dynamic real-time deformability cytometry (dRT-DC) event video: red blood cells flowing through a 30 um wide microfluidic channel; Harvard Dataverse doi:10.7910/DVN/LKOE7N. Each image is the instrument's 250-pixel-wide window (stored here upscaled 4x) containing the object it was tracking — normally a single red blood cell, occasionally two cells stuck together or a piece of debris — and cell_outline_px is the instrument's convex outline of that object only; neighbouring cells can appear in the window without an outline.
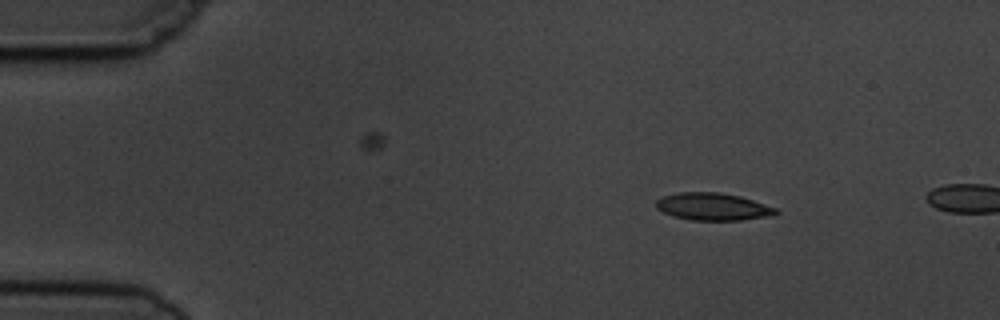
{"species": "common noctule bat (a hibernating species)", "species_latin": "Nyctalus noctula", "temperature_condition": "cold", "stored_images_in_passage": 3, "camera_frame_rate_fps": 3000, "um_per_image_px": 0.085, "animal": {"sex": "male", "body_mass_g": 19.5, "forearm_length_mm": 54.6}, "frame": {"image": 1, "passage_image": 1, "time_ms": 0.0, "image_size_px": [1000, 320], "cell_outline_px": [[780, 212], [764, 216], [740, 220], [692, 220], [672, 216], [656, 208], [656, 200], [664, 196], [676, 192], [720, 192], [740, 196], [776, 208]], "centroid_in_image_um": [60.54, 17.55], "position_along_channel_um": 24.5, "area_um2": 18.9}}